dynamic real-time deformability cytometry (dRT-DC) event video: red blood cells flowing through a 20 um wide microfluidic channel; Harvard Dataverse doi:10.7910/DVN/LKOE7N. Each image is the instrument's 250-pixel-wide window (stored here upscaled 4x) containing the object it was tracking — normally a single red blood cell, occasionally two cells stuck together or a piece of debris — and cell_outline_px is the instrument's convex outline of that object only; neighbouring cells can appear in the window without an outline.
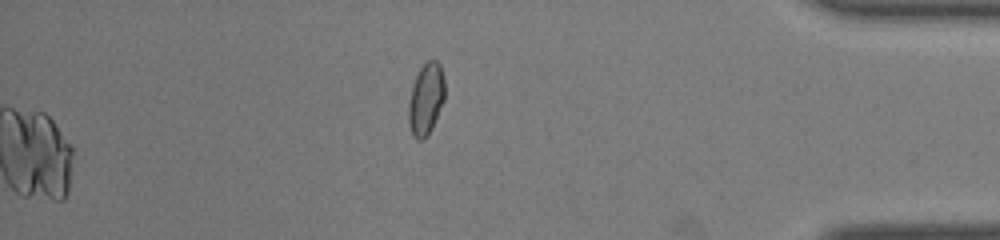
{"species": "common noctule bat (a hibernating species)", "species_latin": "Nyctalus noctula", "temperature_condition": "room temperature", "stored_images_in_passage": 38, "camera_frame_rate_fps": 3000, "um_per_image_px": 0.085, "animal": {"sex": "male", "body_mass_g": 19.0, "forearm_length_mm": 50.8}, "frame": {"image": 1, "passage_image": 38, "time_ms": 12.333, "image_size_px": [1000, 240], "cell_outline_px": [[444, 100], [432, 128], [428, 136], [424, 140], [416, 140], [412, 136], [408, 120], [408, 104], [412, 84], [420, 68], [428, 60], [436, 60], [440, 64], [444, 80]], "centroid_in_image_um": [36.19, 8.45], "position_along_channel_um": 399.0, "area_um2": 15.32}}